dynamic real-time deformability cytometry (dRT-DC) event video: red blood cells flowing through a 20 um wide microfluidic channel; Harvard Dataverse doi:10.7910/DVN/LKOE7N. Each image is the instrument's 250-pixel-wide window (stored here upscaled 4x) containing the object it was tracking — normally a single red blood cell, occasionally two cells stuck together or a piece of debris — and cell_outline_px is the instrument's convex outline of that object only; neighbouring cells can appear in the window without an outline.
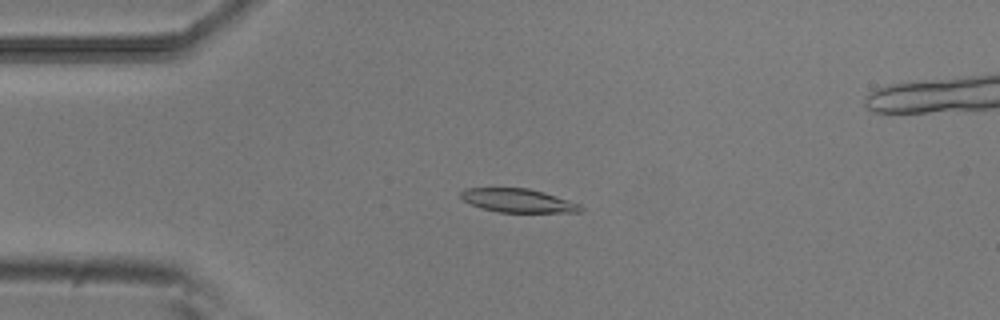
{"species": "common noctule bat (a hibernating species)", "species_latin": "Nyctalus noctula", "temperature_condition": "room temperature", "stored_images_in_passage": 52, "segment_of_instrument_passage": [1, 2], "camera_frame_rate_fps": 3000, "um_per_image_px": 0.085, "animal": {"sex": "male", "body_mass_g": 20.5, "forearm_length_mm": 52.5}, "frame": {"image": 1, "passage_image": 11, "time_ms": 3.333, "image_size_px": [1000, 320], "cell_outline_px": [[584, 208], [580, 212], [496, 212], [480, 208], [464, 200], [460, 196], [460, 192], [468, 188], [528, 188], [544, 192], [580, 204]], "centroid_in_image_um": [44.03, 17.05], "position_along_channel_um": 41.0, "area_um2": 16.42}}
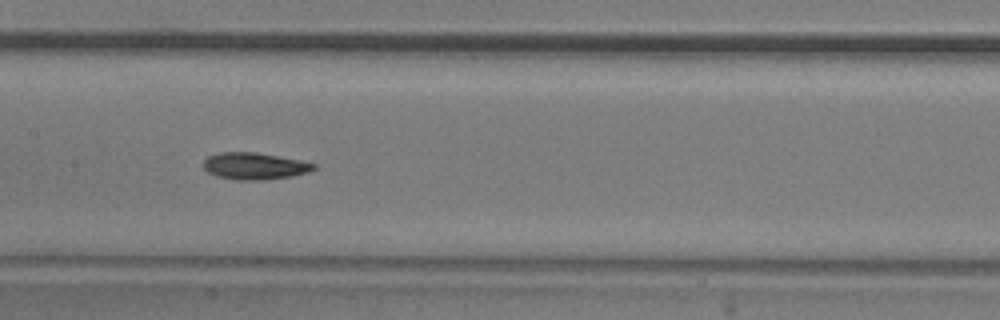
{"frame": {"image": 2, "passage_image": 24, "time_ms": 7.667, "image_size_px": [1000, 320], "cell_outline_px": [[316, 168], [308, 172], [292, 176], [264, 180], [236, 180], [216, 176], [208, 172], [204, 168], [204, 160], [208, 156], [220, 152], [256, 152], [316, 164]], "centroid_in_image_um": [21.6, 14.12], "position_along_channel_um": 185.8, "area_um2": 17.11}}
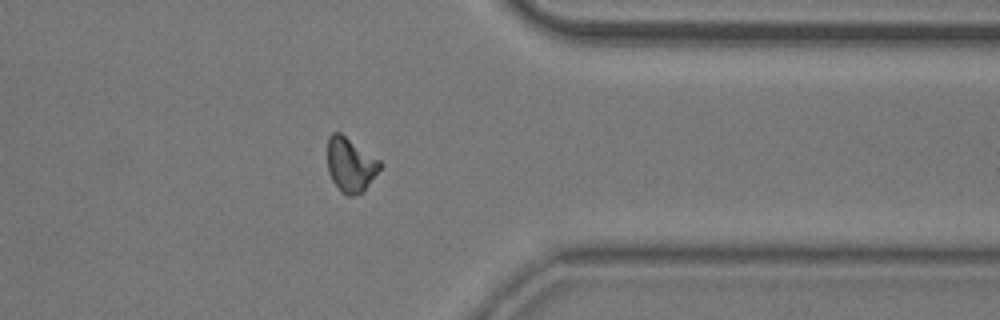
{"frame": {"image": 3, "passage_image": 40, "time_ms": 13.0, "image_size_px": [1000, 320], "cell_outline_px": [[384, 164], [364, 192], [352, 196], [348, 196], [340, 192], [332, 180], [328, 172], [328, 136], [332, 132], [340, 132], [380, 160]], "centroid_in_image_um": [29.81, 14.02], "position_along_channel_um": 381.6, "area_um2": 16.88}}